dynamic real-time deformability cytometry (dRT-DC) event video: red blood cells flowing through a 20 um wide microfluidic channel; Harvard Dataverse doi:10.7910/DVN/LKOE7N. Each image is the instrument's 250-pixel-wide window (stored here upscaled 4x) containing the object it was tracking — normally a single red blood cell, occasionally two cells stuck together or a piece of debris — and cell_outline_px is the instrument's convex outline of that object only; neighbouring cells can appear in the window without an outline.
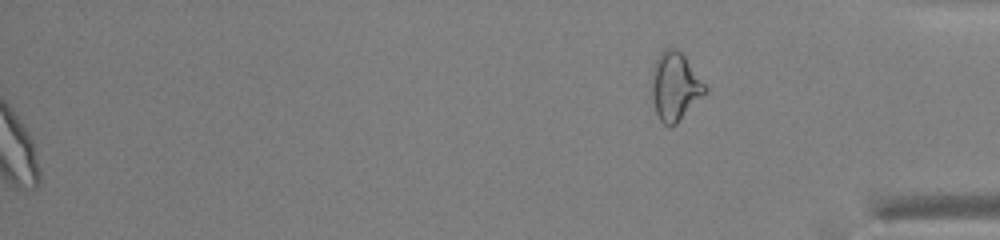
{"species": "common noctule bat (a hibernating species)", "species_latin": "Nyctalus noctula", "temperature_condition": "warm", "stored_images_in_passage": 45, "segment_of_instrument_passage": [2, 2], "camera_frame_rate_fps": 3000, "um_per_image_px": 0.085, "animal": {"sex": "male", "body_mass_g": 13.0, "forearm_length_mm": 53.1}, "frame": {"image": 1, "passage_image": 45, "time_ms": 14.667, "image_size_px": [1000, 240], "cell_outline_px": [[708, 92], [672, 128], [668, 128], [660, 120], [656, 112], [652, 100], [652, 68], [660, 52], [664, 48], [676, 48], [684, 56], [708, 88]], "centroid_in_image_um": [57.38, 7.37], "position_along_channel_um": 377.8, "area_um2": 21.33}}